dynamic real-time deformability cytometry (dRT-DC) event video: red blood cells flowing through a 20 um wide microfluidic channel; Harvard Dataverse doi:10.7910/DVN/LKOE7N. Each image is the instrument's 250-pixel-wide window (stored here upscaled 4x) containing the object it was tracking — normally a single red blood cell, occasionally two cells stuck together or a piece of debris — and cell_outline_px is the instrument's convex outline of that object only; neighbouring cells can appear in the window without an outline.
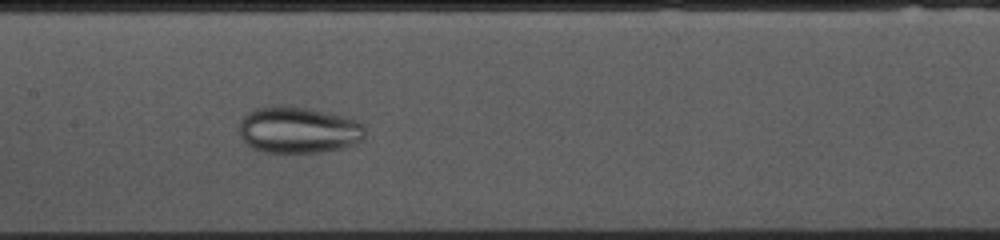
{"species": "common noctule bat (a hibernating species)", "species_latin": "Nyctalus noctula", "temperature_condition": "cold", "stored_images_in_passage": 54, "camera_frame_rate_fps": 3000, "um_per_image_px": 0.085, "animal": {"sex": "female", "body_mass_g": 10.0, "forearm_length_mm": 53.1}, "frame": {"image": 1, "passage_image": 25, "time_ms": 8.0, "image_size_px": [1000, 240], "cell_outline_px": [[364, 140], [356, 144], [340, 148], [320, 152], [264, 152], [252, 148], [240, 136], [240, 120], [248, 112], [256, 108], [272, 104], [284, 104], [344, 116], [356, 120], [364, 124]], "centroid_in_image_um": [25.36, 11.03], "position_along_channel_um": 182.0, "area_um2": 34.28}}
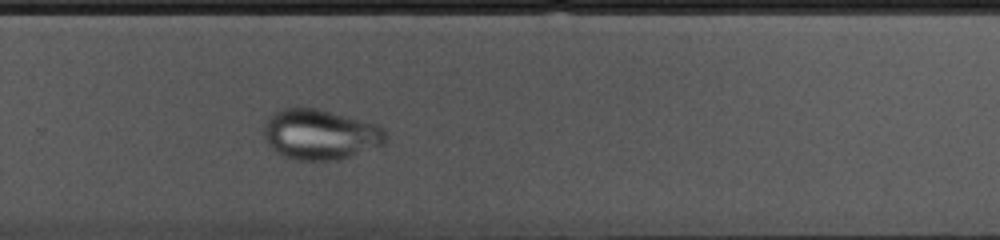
{"frame": {"image": 2, "passage_image": 35, "time_ms": 11.333, "image_size_px": [1000, 240], "cell_outline_px": [[388, 136], [384, 144], [336, 160], [296, 160], [284, 156], [276, 152], [264, 140], [260, 132], [264, 120], [272, 112], [280, 108], [296, 104], [316, 108], [376, 124], [384, 128]], "centroid_in_image_um": [27.1, 11.38], "position_along_channel_um": 302.7, "area_um2": 36.53}}
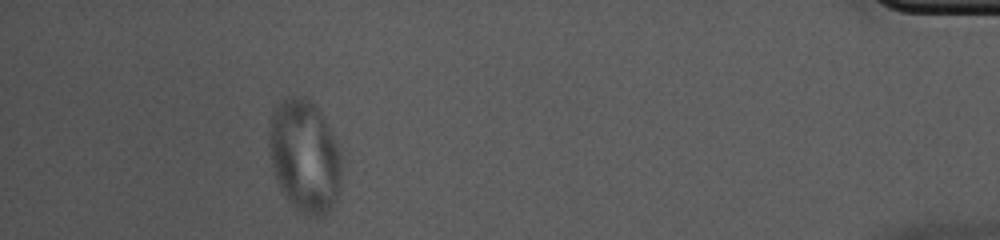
{"frame": {"image": 3, "passage_image": 49, "time_ms": 16.0, "image_size_px": [1000, 240], "cell_outline_px": [[340, 188], [336, 204], [324, 216], [312, 216], [296, 208], [288, 200], [276, 180], [272, 164], [268, 144], [268, 124], [272, 112], [276, 104], [284, 96], [304, 96], [312, 100], [316, 104], [336, 140], [340, 148]], "centroid_in_image_um": [25.88, 13.21], "position_along_channel_um": 409.3, "area_um2": 48.21}}